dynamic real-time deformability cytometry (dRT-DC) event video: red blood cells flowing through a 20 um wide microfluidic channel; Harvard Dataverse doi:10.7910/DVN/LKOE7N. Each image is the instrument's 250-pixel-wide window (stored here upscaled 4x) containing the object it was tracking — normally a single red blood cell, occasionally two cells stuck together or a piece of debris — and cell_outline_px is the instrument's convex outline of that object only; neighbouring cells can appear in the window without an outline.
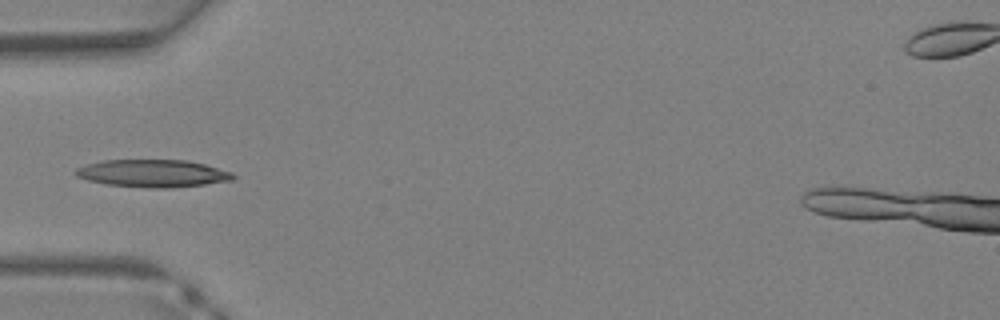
{"species": "Egyptian fruit bat (a non-hibernating species)", "species_latin": "Rousettus aegyptiacus", "temperature_condition": "warm", "stored_images_in_passage": 26, "camera_frame_rate_fps": 3000, "um_per_image_px": 0.085, "animal": {"sex": "female"}, "frame": {"image": 1, "passage_image": 1, "time_ms": 0.0, "image_size_px": [1000, 320], "cell_outline_px": [[236, 176], [232, 180], [204, 184], [168, 188], [152, 188], [104, 184], [88, 180], [76, 176], [72, 172], [76, 168], [88, 164], [104, 160], [188, 160], [204, 164], [232, 172]], "centroid_in_image_um": [12.96, 14.73], "position_along_channel_um": 72.0, "area_um2": 25.2}}
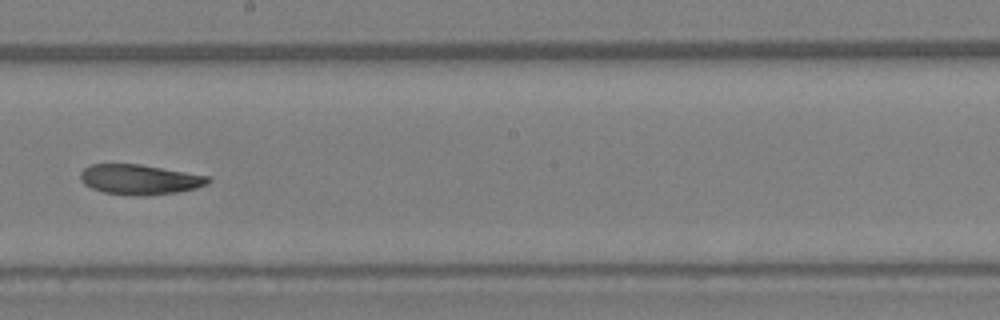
{"frame": {"image": 2, "passage_image": 10, "time_ms": 3.0, "image_size_px": [1000, 320], "cell_outline_px": [[212, 180], [208, 184], [196, 188], [176, 192], [144, 196], [136, 196], [104, 192], [92, 188], [84, 184], [80, 180], [80, 172], [84, 168], [92, 164], [140, 164], [208, 176]], "centroid_in_image_um": [11.86, 15.26], "position_along_channel_um": 236.3, "area_um2": 22.31}}
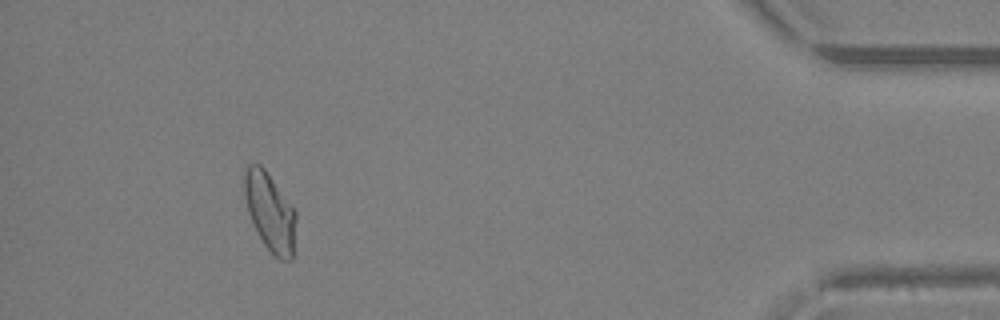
{"frame": {"image": 3, "passage_image": 23, "time_ms": 7.333, "image_size_px": [1000, 320], "cell_outline_px": [[296, 220], [292, 260], [280, 260], [264, 244], [248, 212], [244, 196], [244, 168], [248, 164], [260, 164], [264, 168], [296, 208]], "centroid_in_image_um": [22.96, 17.97], "position_along_channel_um": 412.2, "area_um2": 23.58}}